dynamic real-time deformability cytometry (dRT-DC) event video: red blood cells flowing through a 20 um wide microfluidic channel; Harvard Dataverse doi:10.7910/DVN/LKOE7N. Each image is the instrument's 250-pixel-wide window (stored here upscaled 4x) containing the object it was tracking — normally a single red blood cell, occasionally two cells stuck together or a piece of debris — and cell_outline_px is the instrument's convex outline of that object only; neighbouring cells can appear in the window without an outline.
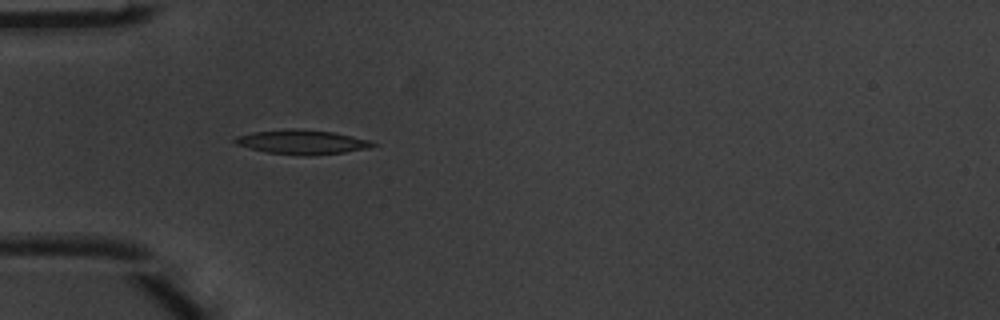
{"species": "common noctule bat (a hibernating species)", "species_latin": "Nyctalus noctula", "temperature_condition": "warm", "stored_images_in_passage": 1, "camera_frame_rate_fps": 3000, "um_per_image_px": 0.085, "animal": {"sex": "male", "body_mass_g": 20.1, "forearm_length_mm": 53.5}, "frame": {"image": 1, "passage_image": 1, "time_ms": 0.0, "image_size_px": [1000, 320], "cell_outline_px": [[376, 144], [368, 148], [344, 152], [308, 156], [300, 156], [268, 152], [236, 144], [232, 140], [236, 136], [252, 132], [288, 128], [296, 128], [332, 132], [352, 136], [368, 140]], "centroid_in_image_um": [25.63, 12.07], "position_along_channel_um": 59.4, "area_um2": 19.42}}